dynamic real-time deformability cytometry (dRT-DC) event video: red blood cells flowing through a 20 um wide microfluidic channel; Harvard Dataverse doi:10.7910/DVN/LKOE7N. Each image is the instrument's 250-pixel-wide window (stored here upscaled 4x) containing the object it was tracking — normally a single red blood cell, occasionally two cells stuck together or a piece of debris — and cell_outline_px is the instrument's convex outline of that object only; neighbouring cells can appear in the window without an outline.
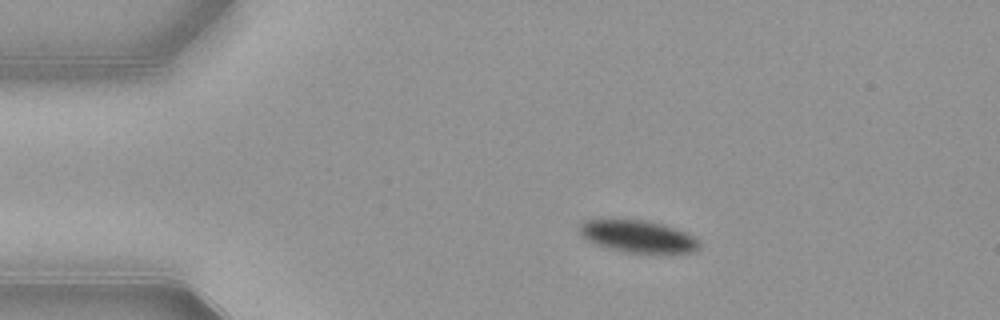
{"species": "common noctule bat (a hibernating species)", "species_latin": "Nyctalus noctula", "temperature_condition": "warm", "stored_images_in_passage": 45, "camera_frame_rate_fps": 3000, "um_per_image_px": 0.085, "animal": {"sex": "female", "body_mass_g": 21.9}, "frame": {"image": 1, "passage_image": 10, "time_ms": 3.0, "image_size_px": [1000, 320], "cell_outline_px": [[700, 248], [696, 252], [660, 256], [624, 252], [608, 248], [584, 240], [580, 236], [580, 224], [584, 220], [616, 216], [648, 220], [684, 232], [700, 240]], "centroid_in_image_um": [54.21, 20.1], "position_along_channel_um": 30.8, "area_um2": 24.16}}
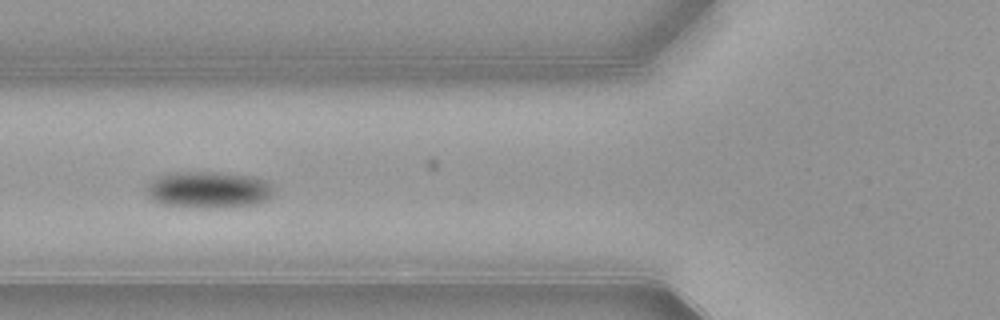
{"frame": {"image": 2, "passage_image": 20, "time_ms": 6.333, "image_size_px": [1000, 320], "cell_outline_px": [[276, 188], [272, 196], [268, 200], [256, 204], [224, 208], [200, 208], [160, 204], [152, 200], [148, 196], [148, 184], [152, 180], [160, 176], [176, 172], [220, 172], [252, 176], [264, 180], [272, 184]], "centroid_in_image_um": [17.79, 16.14], "position_along_channel_um": 108.0, "area_um2": 27.51}}
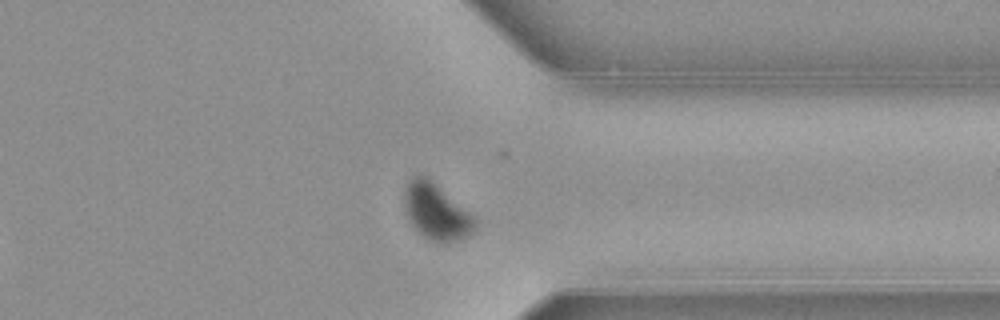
{"frame": {"image": 3, "passage_image": 41, "time_ms": 13.333, "image_size_px": [1000, 320], "cell_outline_px": [[476, 228], [468, 236], [456, 240], [432, 240], [424, 236], [408, 220], [404, 208], [404, 188], [408, 180], [412, 176], [428, 176], [468, 212], [476, 220]], "centroid_in_image_um": [37.03, 17.94], "position_along_channel_um": 374.4, "area_um2": 22.6}, "authors_computed_cell_mechanics": {"area_um2": 25.3742, "velocity_mm_per_s": 3.8482, "shape_relaxation_time_tau1_ms": 2.4261, "shape_relaxation_time_tau2_ms": null, "deformation_change_tau1": 0.1001, "deformation_change_tau2": null}}